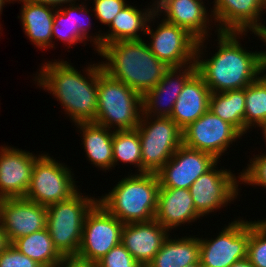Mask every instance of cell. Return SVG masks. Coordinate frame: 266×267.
<instances>
[{"label": "cell", "mask_w": 266, "mask_h": 267, "mask_svg": "<svg viewBox=\"0 0 266 267\" xmlns=\"http://www.w3.org/2000/svg\"><path fill=\"white\" fill-rule=\"evenodd\" d=\"M40 155L14 146H0V199L25 197Z\"/></svg>", "instance_id": "obj_17"}, {"label": "cell", "mask_w": 266, "mask_h": 267, "mask_svg": "<svg viewBox=\"0 0 266 267\" xmlns=\"http://www.w3.org/2000/svg\"><path fill=\"white\" fill-rule=\"evenodd\" d=\"M85 4L86 2L82 3L81 1V4L78 2L71 3L55 9L52 38L63 41L62 43H65L64 45H68L67 48L83 42L86 46V42L90 41L91 43L93 42L92 46L94 47V51L96 50L95 52L98 53L102 48L103 34L101 32L103 31L99 30L97 33H89L92 29V19L90 17L92 14L89 15L91 11H89L88 5ZM84 15L88 16V18L82 17ZM85 18L88 19L87 22Z\"/></svg>", "instance_id": "obj_15"}, {"label": "cell", "mask_w": 266, "mask_h": 267, "mask_svg": "<svg viewBox=\"0 0 266 267\" xmlns=\"http://www.w3.org/2000/svg\"><path fill=\"white\" fill-rule=\"evenodd\" d=\"M10 4V3H13V0H0V16L2 14V11H3V7L5 4ZM1 26V24H0ZM3 28V27H0V29Z\"/></svg>", "instance_id": "obj_42"}, {"label": "cell", "mask_w": 266, "mask_h": 267, "mask_svg": "<svg viewBox=\"0 0 266 267\" xmlns=\"http://www.w3.org/2000/svg\"><path fill=\"white\" fill-rule=\"evenodd\" d=\"M112 148L113 168L121 162L138 168L135 174L142 173L141 143L137 129L114 130Z\"/></svg>", "instance_id": "obj_30"}, {"label": "cell", "mask_w": 266, "mask_h": 267, "mask_svg": "<svg viewBox=\"0 0 266 267\" xmlns=\"http://www.w3.org/2000/svg\"><path fill=\"white\" fill-rule=\"evenodd\" d=\"M127 175L108 194L98 196V202L124 224L154 220L160 188L157 174Z\"/></svg>", "instance_id": "obj_4"}, {"label": "cell", "mask_w": 266, "mask_h": 267, "mask_svg": "<svg viewBox=\"0 0 266 267\" xmlns=\"http://www.w3.org/2000/svg\"><path fill=\"white\" fill-rule=\"evenodd\" d=\"M212 3L215 34L249 31L253 34L263 25L260 19L264 14V0H214Z\"/></svg>", "instance_id": "obj_19"}, {"label": "cell", "mask_w": 266, "mask_h": 267, "mask_svg": "<svg viewBox=\"0 0 266 267\" xmlns=\"http://www.w3.org/2000/svg\"><path fill=\"white\" fill-rule=\"evenodd\" d=\"M74 126L82 134L81 145L84 147L87 160L102 171L112 170L114 131L94 122L76 123Z\"/></svg>", "instance_id": "obj_26"}, {"label": "cell", "mask_w": 266, "mask_h": 267, "mask_svg": "<svg viewBox=\"0 0 266 267\" xmlns=\"http://www.w3.org/2000/svg\"><path fill=\"white\" fill-rule=\"evenodd\" d=\"M88 196L79 190L70 199L46 207V228L62 256L78 254L85 216L98 202V198Z\"/></svg>", "instance_id": "obj_6"}, {"label": "cell", "mask_w": 266, "mask_h": 267, "mask_svg": "<svg viewBox=\"0 0 266 267\" xmlns=\"http://www.w3.org/2000/svg\"><path fill=\"white\" fill-rule=\"evenodd\" d=\"M266 12V0H264V13Z\"/></svg>", "instance_id": "obj_45"}, {"label": "cell", "mask_w": 266, "mask_h": 267, "mask_svg": "<svg viewBox=\"0 0 266 267\" xmlns=\"http://www.w3.org/2000/svg\"><path fill=\"white\" fill-rule=\"evenodd\" d=\"M222 229L215 238H199L202 267H230L247 258L250 220L238 217Z\"/></svg>", "instance_id": "obj_10"}, {"label": "cell", "mask_w": 266, "mask_h": 267, "mask_svg": "<svg viewBox=\"0 0 266 267\" xmlns=\"http://www.w3.org/2000/svg\"><path fill=\"white\" fill-rule=\"evenodd\" d=\"M42 65L33 78L34 84L52 94L74 124L94 122L98 104V64L86 65L83 74L72 63L59 58Z\"/></svg>", "instance_id": "obj_2"}, {"label": "cell", "mask_w": 266, "mask_h": 267, "mask_svg": "<svg viewBox=\"0 0 266 267\" xmlns=\"http://www.w3.org/2000/svg\"><path fill=\"white\" fill-rule=\"evenodd\" d=\"M97 63L98 104L94 123L113 131L136 129L142 115V96L109 76L100 61Z\"/></svg>", "instance_id": "obj_5"}, {"label": "cell", "mask_w": 266, "mask_h": 267, "mask_svg": "<svg viewBox=\"0 0 266 267\" xmlns=\"http://www.w3.org/2000/svg\"><path fill=\"white\" fill-rule=\"evenodd\" d=\"M245 101L246 134L266 121V76L260 75L245 87Z\"/></svg>", "instance_id": "obj_31"}, {"label": "cell", "mask_w": 266, "mask_h": 267, "mask_svg": "<svg viewBox=\"0 0 266 267\" xmlns=\"http://www.w3.org/2000/svg\"><path fill=\"white\" fill-rule=\"evenodd\" d=\"M0 267H42L9 244L0 252Z\"/></svg>", "instance_id": "obj_36"}, {"label": "cell", "mask_w": 266, "mask_h": 267, "mask_svg": "<svg viewBox=\"0 0 266 267\" xmlns=\"http://www.w3.org/2000/svg\"><path fill=\"white\" fill-rule=\"evenodd\" d=\"M219 162L221 160L199 176L189 188L195 209L202 217L227 207L240 195V175L236 176L224 167L219 169Z\"/></svg>", "instance_id": "obj_11"}, {"label": "cell", "mask_w": 266, "mask_h": 267, "mask_svg": "<svg viewBox=\"0 0 266 267\" xmlns=\"http://www.w3.org/2000/svg\"><path fill=\"white\" fill-rule=\"evenodd\" d=\"M22 1H27L31 3H40V4H46V5H51L56 8H59L61 6L66 5V4H71V3H76L79 0H22Z\"/></svg>", "instance_id": "obj_39"}, {"label": "cell", "mask_w": 266, "mask_h": 267, "mask_svg": "<svg viewBox=\"0 0 266 267\" xmlns=\"http://www.w3.org/2000/svg\"><path fill=\"white\" fill-rule=\"evenodd\" d=\"M155 12L148 23L145 35L150 36L148 44L151 52L170 68H182L195 63L198 40L186 29L165 21L153 29L151 22L157 21Z\"/></svg>", "instance_id": "obj_9"}, {"label": "cell", "mask_w": 266, "mask_h": 267, "mask_svg": "<svg viewBox=\"0 0 266 267\" xmlns=\"http://www.w3.org/2000/svg\"><path fill=\"white\" fill-rule=\"evenodd\" d=\"M216 34L217 52L209 58L204 53L207 52L205 39L198 41L195 57L197 72L211 93L244 89L261 75L260 50L254 52L243 48L240 36H247V32Z\"/></svg>", "instance_id": "obj_1"}, {"label": "cell", "mask_w": 266, "mask_h": 267, "mask_svg": "<svg viewBox=\"0 0 266 267\" xmlns=\"http://www.w3.org/2000/svg\"><path fill=\"white\" fill-rule=\"evenodd\" d=\"M202 216L196 211L189 189L160 187L155 220L172 233ZM177 228V229H176Z\"/></svg>", "instance_id": "obj_22"}, {"label": "cell", "mask_w": 266, "mask_h": 267, "mask_svg": "<svg viewBox=\"0 0 266 267\" xmlns=\"http://www.w3.org/2000/svg\"><path fill=\"white\" fill-rule=\"evenodd\" d=\"M182 133L185 146L209 153L218 160L232 143L242 139V135L231 124L214 115L209 109L183 129Z\"/></svg>", "instance_id": "obj_13"}, {"label": "cell", "mask_w": 266, "mask_h": 267, "mask_svg": "<svg viewBox=\"0 0 266 267\" xmlns=\"http://www.w3.org/2000/svg\"><path fill=\"white\" fill-rule=\"evenodd\" d=\"M196 71V63L182 68H170L160 83L142 96V114L170 117L183 86Z\"/></svg>", "instance_id": "obj_20"}, {"label": "cell", "mask_w": 266, "mask_h": 267, "mask_svg": "<svg viewBox=\"0 0 266 267\" xmlns=\"http://www.w3.org/2000/svg\"><path fill=\"white\" fill-rule=\"evenodd\" d=\"M20 1L23 5L20 9V21L22 23L23 32L27 39L32 42L38 49L55 48V41L52 38V27L54 22V13L56 7L40 3H31L22 0H13V2Z\"/></svg>", "instance_id": "obj_24"}, {"label": "cell", "mask_w": 266, "mask_h": 267, "mask_svg": "<svg viewBox=\"0 0 266 267\" xmlns=\"http://www.w3.org/2000/svg\"><path fill=\"white\" fill-rule=\"evenodd\" d=\"M142 173H157L183 144L182 129L170 117L141 115Z\"/></svg>", "instance_id": "obj_7"}, {"label": "cell", "mask_w": 266, "mask_h": 267, "mask_svg": "<svg viewBox=\"0 0 266 267\" xmlns=\"http://www.w3.org/2000/svg\"><path fill=\"white\" fill-rule=\"evenodd\" d=\"M254 35L258 37L261 41H263L264 46L266 45V26H265V21L264 24L257 29L254 32ZM260 68H261V75L266 76V50L265 51H260ZM265 73V74H264Z\"/></svg>", "instance_id": "obj_38"}, {"label": "cell", "mask_w": 266, "mask_h": 267, "mask_svg": "<svg viewBox=\"0 0 266 267\" xmlns=\"http://www.w3.org/2000/svg\"><path fill=\"white\" fill-rule=\"evenodd\" d=\"M245 88L211 93L209 111L245 135Z\"/></svg>", "instance_id": "obj_28"}, {"label": "cell", "mask_w": 266, "mask_h": 267, "mask_svg": "<svg viewBox=\"0 0 266 267\" xmlns=\"http://www.w3.org/2000/svg\"><path fill=\"white\" fill-rule=\"evenodd\" d=\"M69 168L50 154L41 153L35 161L24 198L45 207L70 199L80 186L76 185L78 181Z\"/></svg>", "instance_id": "obj_8"}, {"label": "cell", "mask_w": 266, "mask_h": 267, "mask_svg": "<svg viewBox=\"0 0 266 267\" xmlns=\"http://www.w3.org/2000/svg\"><path fill=\"white\" fill-rule=\"evenodd\" d=\"M258 127H259L260 130H262L261 133H262L263 136H264V137H263L264 140H265L264 142H266V121L263 122V123H261Z\"/></svg>", "instance_id": "obj_43"}, {"label": "cell", "mask_w": 266, "mask_h": 267, "mask_svg": "<svg viewBox=\"0 0 266 267\" xmlns=\"http://www.w3.org/2000/svg\"><path fill=\"white\" fill-rule=\"evenodd\" d=\"M147 8L127 4L111 21L107 32L102 33V47L122 40H141L146 33L151 16L155 13V0Z\"/></svg>", "instance_id": "obj_25"}, {"label": "cell", "mask_w": 266, "mask_h": 267, "mask_svg": "<svg viewBox=\"0 0 266 267\" xmlns=\"http://www.w3.org/2000/svg\"><path fill=\"white\" fill-rule=\"evenodd\" d=\"M55 267H98L97 263L87 261L78 256H63Z\"/></svg>", "instance_id": "obj_37"}, {"label": "cell", "mask_w": 266, "mask_h": 267, "mask_svg": "<svg viewBox=\"0 0 266 267\" xmlns=\"http://www.w3.org/2000/svg\"><path fill=\"white\" fill-rule=\"evenodd\" d=\"M260 154H253L254 158H249L246 168L239 173L240 184L266 188V153Z\"/></svg>", "instance_id": "obj_33"}, {"label": "cell", "mask_w": 266, "mask_h": 267, "mask_svg": "<svg viewBox=\"0 0 266 267\" xmlns=\"http://www.w3.org/2000/svg\"><path fill=\"white\" fill-rule=\"evenodd\" d=\"M8 245H9V242L7 241L5 232L0 223V252L4 250Z\"/></svg>", "instance_id": "obj_40"}, {"label": "cell", "mask_w": 266, "mask_h": 267, "mask_svg": "<svg viewBox=\"0 0 266 267\" xmlns=\"http://www.w3.org/2000/svg\"><path fill=\"white\" fill-rule=\"evenodd\" d=\"M11 244L42 267H55L63 257L54 246L47 228L19 237Z\"/></svg>", "instance_id": "obj_29"}, {"label": "cell", "mask_w": 266, "mask_h": 267, "mask_svg": "<svg viewBox=\"0 0 266 267\" xmlns=\"http://www.w3.org/2000/svg\"><path fill=\"white\" fill-rule=\"evenodd\" d=\"M185 267H202V266H201V262H200V260H199L197 263H194V264H192V265L185 266Z\"/></svg>", "instance_id": "obj_44"}, {"label": "cell", "mask_w": 266, "mask_h": 267, "mask_svg": "<svg viewBox=\"0 0 266 267\" xmlns=\"http://www.w3.org/2000/svg\"><path fill=\"white\" fill-rule=\"evenodd\" d=\"M219 160L213 155L182 144L156 173L160 187L189 189L193 182Z\"/></svg>", "instance_id": "obj_14"}, {"label": "cell", "mask_w": 266, "mask_h": 267, "mask_svg": "<svg viewBox=\"0 0 266 267\" xmlns=\"http://www.w3.org/2000/svg\"><path fill=\"white\" fill-rule=\"evenodd\" d=\"M247 259L255 267H266V218L250 221Z\"/></svg>", "instance_id": "obj_32"}, {"label": "cell", "mask_w": 266, "mask_h": 267, "mask_svg": "<svg viewBox=\"0 0 266 267\" xmlns=\"http://www.w3.org/2000/svg\"><path fill=\"white\" fill-rule=\"evenodd\" d=\"M124 223L111 215L99 202L86 214L77 256L97 263L121 243Z\"/></svg>", "instance_id": "obj_12"}, {"label": "cell", "mask_w": 266, "mask_h": 267, "mask_svg": "<svg viewBox=\"0 0 266 267\" xmlns=\"http://www.w3.org/2000/svg\"><path fill=\"white\" fill-rule=\"evenodd\" d=\"M98 267H144L136 261L122 243L114 246L97 262Z\"/></svg>", "instance_id": "obj_34"}, {"label": "cell", "mask_w": 266, "mask_h": 267, "mask_svg": "<svg viewBox=\"0 0 266 267\" xmlns=\"http://www.w3.org/2000/svg\"><path fill=\"white\" fill-rule=\"evenodd\" d=\"M46 222L45 206L25 198L0 199V223L9 244L46 228Z\"/></svg>", "instance_id": "obj_16"}, {"label": "cell", "mask_w": 266, "mask_h": 267, "mask_svg": "<svg viewBox=\"0 0 266 267\" xmlns=\"http://www.w3.org/2000/svg\"><path fill=\"white\" fill-rule=\"evenodd\" d=\"M177 236V238H176ZM171 235L146 267H185L199 261V237L189 235L179 238Z\"/></svg>", "instance_id": "obj_27"}, {"label": "cell", "mask_w": 266, "mask_h": 267, "mask_svg": "<svg viewBox=\"0 0 266 267\" xmlns=\"http://www.w3.org/2000/svg\"><path fill=\"white\" fill-rule=\"evenodd\" d=\"M86 1V0H85ZM126 0H93L95 18L102 24L109 26L114 17L127 5Z\"/></svg>", "instance_id": "obj_35"}, {"label": "cell", "mask_w": 266, "mask_h": 267, "mask_svg": "<svg viewBox=\"0 0 266 267\" xmlns=\"http://www.w3.org/2000/svg\"><path fill=\"white\" fill-rule=\"evenodd\" d=\"M170 235L155 219L148 222L124 224L121 243L133 258L146 267Z\"/></svg>", "instance_id": "obj_21"}, {"label": "cell", "mask_w": 266, "mask_h": 267, "mask_svg": "<svg viewBox=\"0 0 266 267\" xmlns=\"http://www.w3.org/2000/svg\"><path fill=\"white\" fill-rule=\"evenodd\" d=\"M230 267H255L247 258L233 263Z\"/></svg>", "instance_id": "obj_41"}, {"label": "cell", "mask_w": 266, "mask_h": 267, "mask_svg": "<svg viewBox=\"0 0 266 267\" xmlns=\"http://www.w3.org/2000/svg\"><path fill=\"white\" fill-rule=\"evenodd\" d=\"M210 89L196 71L185 83L170 118L183 130L209 109Z\"/></svg>", "instance_id": "obj_23"}, {"label": "cell", "mask_w": 266, "mask_h": 267, "mask_svg": "<svg viewBox=\"0 0 266 267\" xmlns=\"http://www.w3.org/2000/svg\"><path fill=\"white\" fill-rule=\"evenodd\" d=\"M204 3L203 0H155V12L164 15L165 21L186 29L198 41H210L211 25L215 23Z\"/></svg>", "instance_id": "obj_18"}, {"label": "cell", "mask_w": 266, "mask_h": 267, "mask_svg": "<svg viewBox=\"0 0 266 267\" xmlns=\"http://www.w3.org/2000/svg\"><path fill=\"white\" fill-rule=\"evenodd\" d=\"M98 55L105 59L100 62L103 71L141 96L155 88L170 69L151 52L144 39L107 44Z\"/></svg>", "instance_id": "obj_3"}]
</instances>
